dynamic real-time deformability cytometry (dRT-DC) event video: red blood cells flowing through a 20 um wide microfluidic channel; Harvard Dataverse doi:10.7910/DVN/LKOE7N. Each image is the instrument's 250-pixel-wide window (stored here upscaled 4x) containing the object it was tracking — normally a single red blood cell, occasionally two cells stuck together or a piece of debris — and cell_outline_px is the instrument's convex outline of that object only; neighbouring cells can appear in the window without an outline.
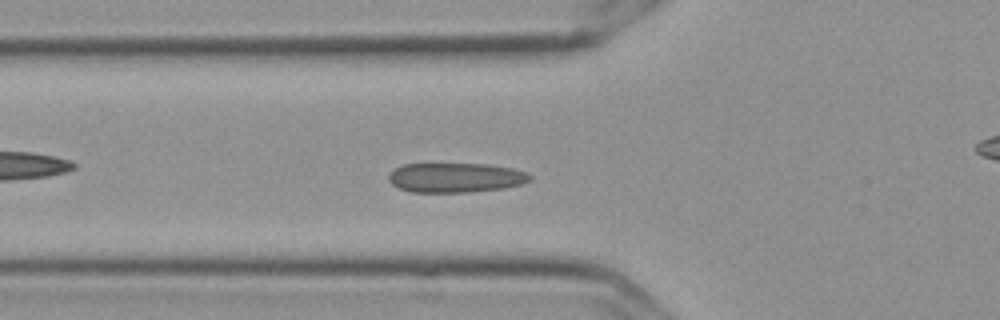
{"species": "Egyptian fruit bat (a non-hibernating species)", "species_latin": "Rousettus aegyptiacus", "temperature_condition": "cold", "stored_images_in_passage": 57, "camera_frame_rate_fps": 3000, "um_per_image_px": 0.085, "frame": {"image": 1, "passage_image": 20, "time_ms": 6.333, "image_size_px": [1000, 320], "cell_outline_px": [[532, 180], [520, 184], [504, 188], [468, 192], [412, 192], [400, 188], [392, 184], [388, 180], [388, 176], [396, 168], [404, 164], [488, 164], [512, 168], [528, 172], [532, 176]], "centroid_in_image_um": [38.76, 15.1], "position_along_channel_um": 87.0, "area_um2": 24.33}}
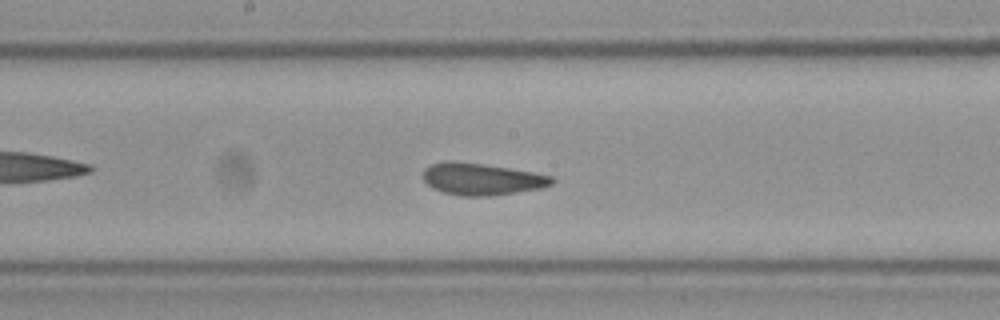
{"frame": {"image": 2, "passage_image": 30, "time_ms": 9.667, "image_size_px": [1000, 320], "cell_outline_px": [[556, 180], [552, 184], [540, 188], [516, 192], [488, 196], [464, 196], [444, 192], [432, 188], [424, 180], [424, 168], [432, 164], [452, 160], [484, 164], [532, 172], [552, 176]], "centroid_in_image_um": [40.94, 15.22], "position_along_channel_um": 207.3, "area_um2": 23.7}}
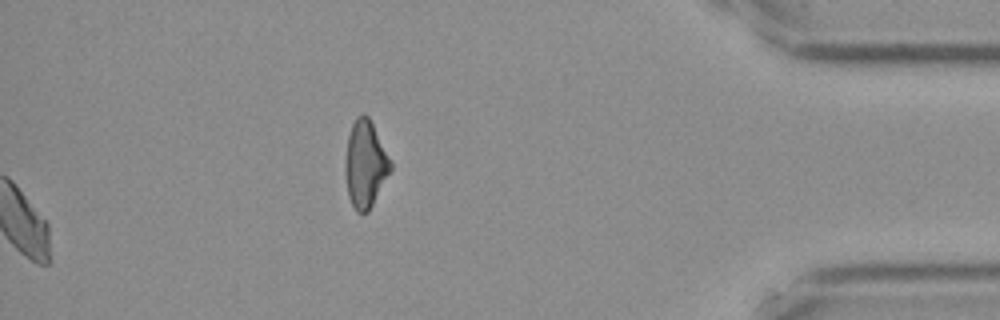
{"frame": {"image": 3, "passage_image": 57, "time_ms": 18.667, "image_size_px": [1000, 320], "cell_outline_px": [[392, 168], [368, 212], [356, 212], [348, 196], [344, 172], [344, 160], [348, 136], [352, 124], [356, 116], [364, 112], [368, 116], [392, 160]], "centroid_in_image_um": [31.03, 13.92], "position_along_channel_um": 404.2, "area_um2": 23.12}, "authors_computed_cell_mechanics": {"area_um2": 23.7558, "velocity_mm_per_s": 3.5753, "shape_relaxation_time_tau1_ms": 5.759, "shape_relaxation_time_tau2_ms": 1.0439, "deformation_change_tau1": 0.1055, "deformation_change_tau2": 0.0624}}